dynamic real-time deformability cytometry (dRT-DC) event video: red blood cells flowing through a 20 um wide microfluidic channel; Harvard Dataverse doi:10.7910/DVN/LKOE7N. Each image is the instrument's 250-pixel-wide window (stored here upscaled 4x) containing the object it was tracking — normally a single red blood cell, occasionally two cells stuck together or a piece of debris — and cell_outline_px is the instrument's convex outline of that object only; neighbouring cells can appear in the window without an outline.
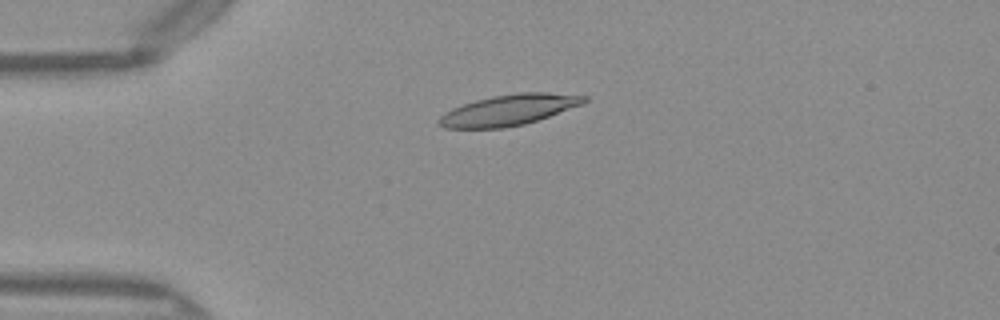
{"species": "Egyptian fruit bat (a non-hibernating species)", "species_latin": "Rousettus aegyptiacus", "temperature_condition": "warm", "stored_images_in_passage": 39, "camera_frame_rate_fps": 3000, "um_per_image_px": 0.085, "frame": {"image": 1, "passage_image": 1, "time_ms": 0.0, "image_size_px": [1000, 320], "cell_outline_px": [[588, 100], [584, 104], [524, 124], [504, 128], [444, 128], [436, 124], [436, 120], [444, 112], [452, 108], [476, 100], [492, 96], [520, 92], [548, 92], [588, 96]], "centroid_in_image_um": [43.23, 9.35], "position_along_channel_um": 41.8, "area_um2": 26.13}}
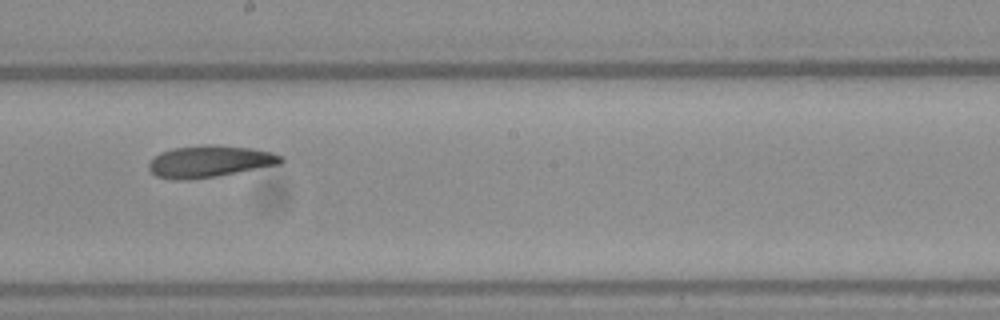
{"frame": {"image": 2, "passage_image": 17, "time_ms": 5.333, "image_size_px": [1000, 320], "cell_outline_px": [[284, 160], [280, 164], [216, 176], [188, 180], [172, 180], [156, 176], [148, 168], [148, 164], [160, 152], [172, 148], [204, 144], [212, 144], [252, 148], [272, 152], [284, 156]], "centroid_in_image_um": [17.82, 13.71], "position_along_channel_um": 230.4, "area_um2": 24.62}}
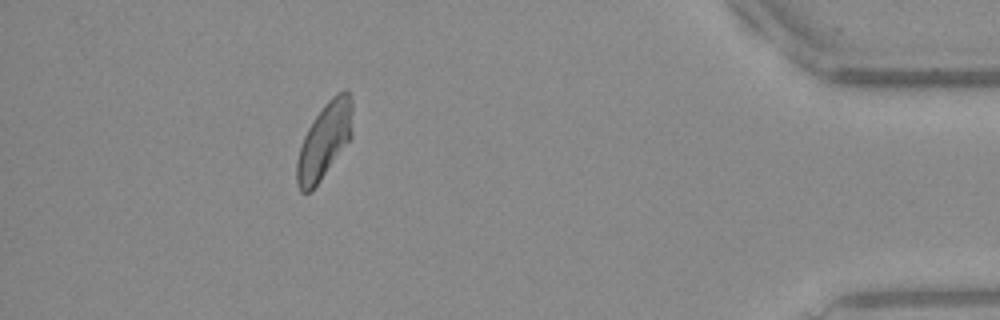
{"frame": {"image": 3, "passage_image": 34, "time_ms": 11.0, "image_size_px": [1000, 320], "cell_outline_px": [[352, 136], [312, 192], [300, 192], [296, 184], [296, 160], [304, 136], [308, 128], [324, 104], [336, 92], [344, 88], [348, 88], [352, 100]], "centroid_in_image_um": [27.58, 11.94], "position_along_channel_um": 407.6, "area_um2": 24.74}, "authors_computed_cell_mechanics": {"area_um2": 24.6228, "velocity_mm_per_s": 4.032, "shape_relaxation_time_tau1_ms": 6.8671, "shape_relaxation_time_tau2_ms": 6.4518, "deformation_change_tau1": 0.188, "deformation_change_tau2": 0.1454}}